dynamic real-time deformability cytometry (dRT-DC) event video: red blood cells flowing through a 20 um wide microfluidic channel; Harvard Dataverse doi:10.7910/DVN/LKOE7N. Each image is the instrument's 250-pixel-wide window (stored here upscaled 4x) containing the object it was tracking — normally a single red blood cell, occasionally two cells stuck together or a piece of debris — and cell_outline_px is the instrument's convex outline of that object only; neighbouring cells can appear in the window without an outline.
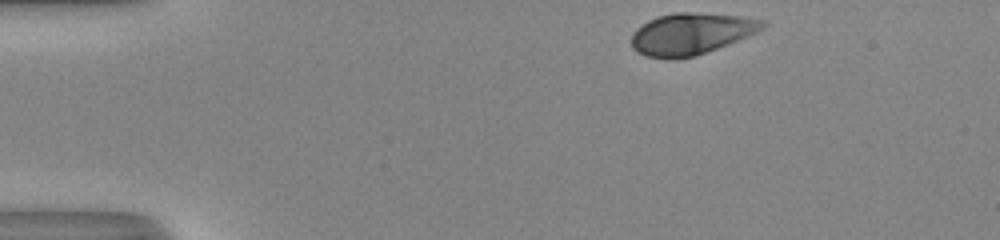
{"species": "human", "species_latin": "Homo sapiens", "temperature_condition": "room temperature", "stored_images_in_passage": 45, "camera_frame_rate_fps": 3000, "um_per_image_px": 0.085, "donor": {"sex": "male"}, "frame": {"image": 1, "passage_image": 1, "time_ms": 0.0, "image_size_px": [1000, 240], "cell_outline_px": [[768, 24], [764, 28], [756, 32], [728, 44], [696, 56], [672, 60], [644, 56], [636, 52], [632, 48], [632, 32], [636, 28], [648, 20], [656, 16], [676, 12], [688, 12], [740, 16], [764, 20]], "centroid_in_image_um": [58.7, 2.88], "position_along_channel_um": 26.3, "area_um2": 32.02}}
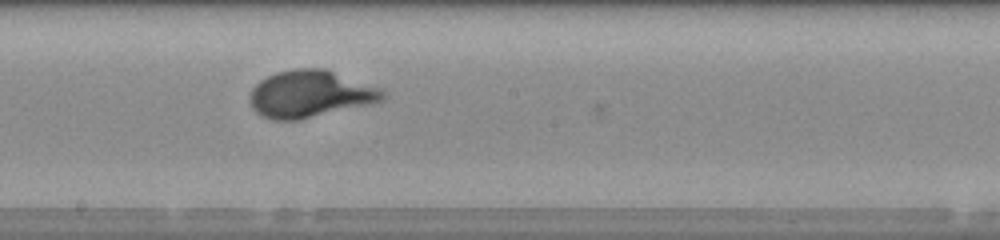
{"frame": {"image": 2, "passage_image": 22, "time_ms": 7.0, "image_size_px": [1000, 240], "cell_outline_px": [[388, 96], [384, 100], [368, 104], [300, 120], [272, 120], [260, 116], [252, 108], [248, 96], [252, 88], [260, 80], [276, 72], [296, 68], [324, 68], [376, 88], [384, 92]], "centroid_in_image_um": [26.28, 8.0], "position_along_channel_um": 221.9, "area_um2": 36.18}}
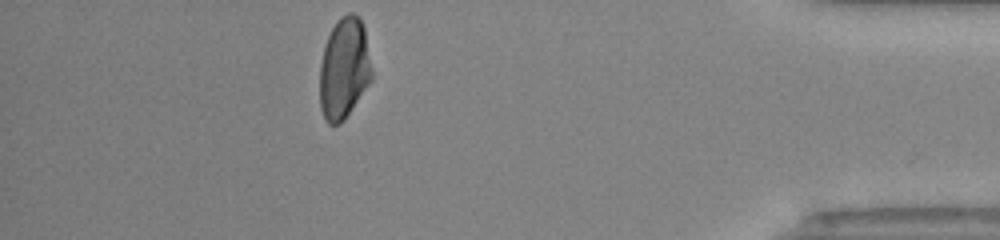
{"frame": {"image": 3, "passage_image": 39, "time_ms": 12.667, "image_size_px": [1000, 240], "cell_outline_px": [[372, 80], [344, 120], [340, 124], [328, 124], [324, 120], [320, 108], [320, 64], [324, 48], [328, 36], [336, 20], [340, 16], [348, 12], [352, 12], [360, 20], [364, 28], [372, 72]], "centroid_in_image_um": [29.23, 5.84], "position_along_channel_um": 406.0, "area_um2": 30.69}, "authors_computed_cell_mechanics": {"area_um2": 33.6974, "velocity_mm_per_s": 4.0434, "shape_relaxation_time_tau1_ms": 2.6989, "shape_relaxation_time_tau2_ms": null, "deformation_change_tau1": 0.1788, "deformation_change_tau2": null}}